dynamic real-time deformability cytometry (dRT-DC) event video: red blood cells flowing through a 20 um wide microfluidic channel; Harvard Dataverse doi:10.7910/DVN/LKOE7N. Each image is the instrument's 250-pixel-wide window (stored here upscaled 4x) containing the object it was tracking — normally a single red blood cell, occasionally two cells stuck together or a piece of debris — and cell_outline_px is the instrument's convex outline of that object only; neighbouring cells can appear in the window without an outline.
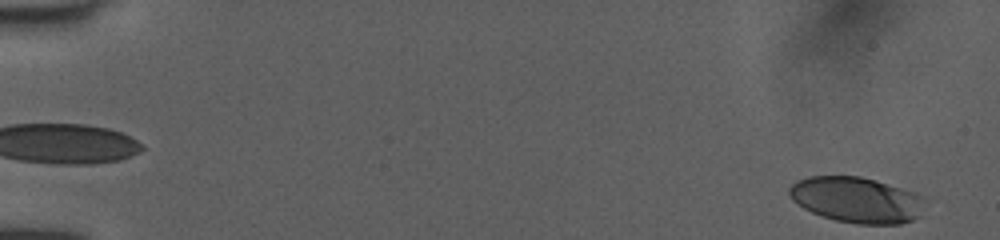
{"species": "human", "species_latin": "Homo sapiens", "temperature_condition": "room temperature", "stored_images_in_passage": 3, "camera_frame_rate_fps": 3000, "um_per_image_px": 0.085, "donor": {"sex": "female"}, "frame": {"image": 1, "passage_image": 3, "time_ms": 0.667, "image_size_px": [1000, 240], "cell_outline_px": [[924, 196], [920, 216], [912, 220], [900, 224], [856, 224], [836, 220], [812, 212], [804, 208], [792, 200], [788, 192], [788, 188], [796, 180], [808, 176], [860, 176], [916, 192]], "centroid_in_image_um": [72.81, 16.98], "position_along_channel_um": 12.2, "area_um2": 36.18}}